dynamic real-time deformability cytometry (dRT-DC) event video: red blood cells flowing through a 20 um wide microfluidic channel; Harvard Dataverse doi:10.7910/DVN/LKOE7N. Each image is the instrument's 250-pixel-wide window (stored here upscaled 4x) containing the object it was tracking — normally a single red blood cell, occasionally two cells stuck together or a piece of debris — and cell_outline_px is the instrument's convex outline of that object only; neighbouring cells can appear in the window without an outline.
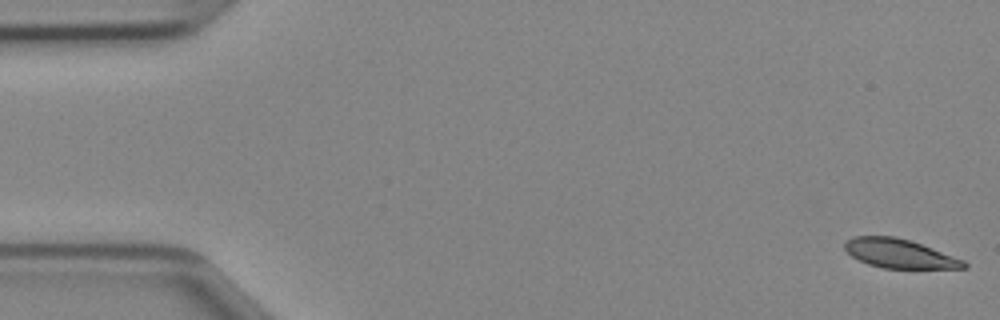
{"species": "Egyptian fruit bat (a non-hibernating species)", "species_latin": "Rousettus aegyptiacus", "temperature_condition": "cold", "stored_images_in_passage": 48, "camera_frame_rate_fps": 3000, "um_per_image_px": 0.085, "animal": {"sex": "female"}, "frame": {"image": 1, "passage_image": 1, "time_ms": 0.0, "image_size_px": [1000, 320], "cell_outline_px": [[968, 268], [884, 268], [868, 264], [852, 256], [844, 248], [844, 244], [852, 236], [896, 236], [920, 244], [964, 260], [968, 264]], "centroid_in_image_um": [76.44, 21.55], "position_along_channel_um": 8.6, "area_um2": 19.83}}
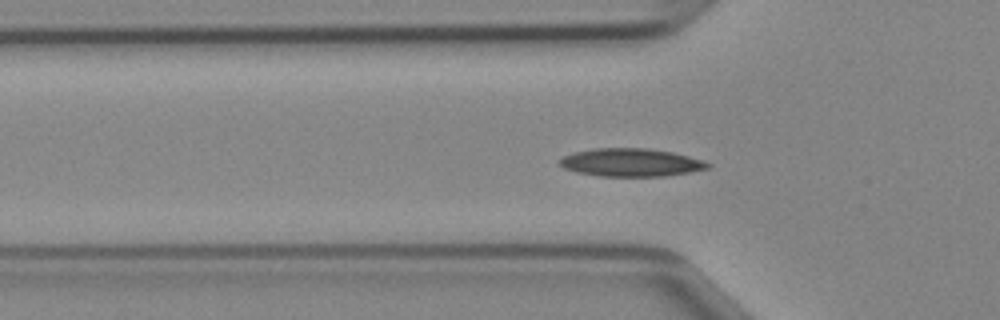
{"frame": {"image": 2, "passage_image": 15, "time_ms": 4.667, "image_size_px": [1000, 320], "cell_outline_px": [[712, 164], [708, 168], [688, 172], [664, 176], [600, 176], [576, 172], [564, 168], [556, 164], [556, 160], [572, 152], [592, 148], [644, 148], [672, 152], [688, 156]], "centroid_in_image_um": [53.53, 13.8], "position_along_channel_um": 72.3, "area_um2": 24.22}}
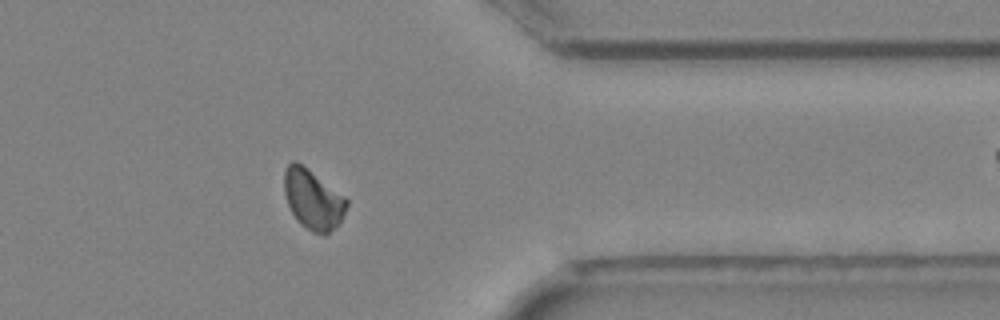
{"frame": {"image": 3, "passage_image": 38, "time_ms": 12.333, "image_size_px": [1000, 320], "cell_outline_px": [[348, 204], [340, 220], [324, 236], [312, 232], [300, 224], [296, 220], [288, 204], [284, 192], [284, 172], [288, 164], [292, 160], [296, 160], [344, 196], [348, 200]], "centroid_in_image_um": [26.57, 16.95], "position_along_channel_um": 384.8, "area_um2": 21.44}}